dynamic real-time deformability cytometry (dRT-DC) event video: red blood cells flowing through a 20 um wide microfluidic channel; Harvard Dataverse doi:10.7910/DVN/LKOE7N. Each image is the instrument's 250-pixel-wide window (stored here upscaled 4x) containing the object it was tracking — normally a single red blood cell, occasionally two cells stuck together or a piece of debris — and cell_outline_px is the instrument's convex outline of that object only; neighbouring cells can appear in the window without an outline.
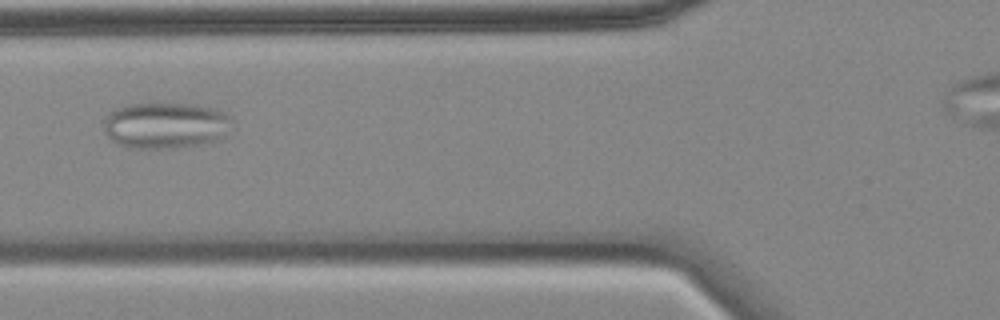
{"species": "common noctule bat (a hibernating species)", "species_latin": "Nyctalus noctula", "temperature_condition": "cold", "stored_images_in_passage": 38, "camera_frame_rate_fps": 3000, "um_per_image_px": 0.085, "animal": {"sex": "female", "body_mass_g": 18.4}, "frame": {"image": 1, "passage_image": 8, "time_ms": 2.333, "image_size_px": [1000, 320], "cell_outline_px": [[232, 120], [220, 140], [208, 144], [176, 148], [136, 148], [116, 144], [104, 132], [104, 120], [108, 112], [124, 104], [196, 104], [216, 108], [224, 112]], "centroid_in_image_um": [14.06, 10.66], "position_along_channel_um": 111.7, "area_um2": 34.85}}
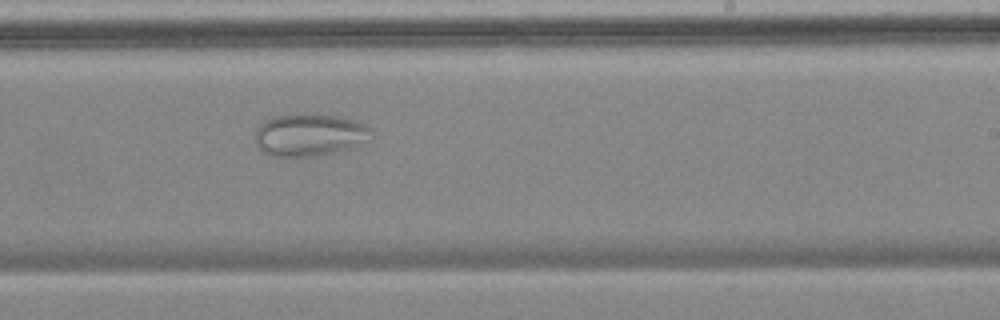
{"frame": {"image": 2, "passage_image": 21, "time_ms": 6.667, "image_size_px": [1000, 320], "cell_outline_px": [[372, 140], [352, 148], [336, 152], [312, 156], [272, 156], [264, 152], [256, 144], [256, 132], [260, 124], [276, 116], [304, 112], [336, 116], [352, 120], [364, 124], [372, 132]], "centroid_in_image_um": [26.35, 11.46], "position_along_channel_um": 262.6, "area_um2": 28.78}}
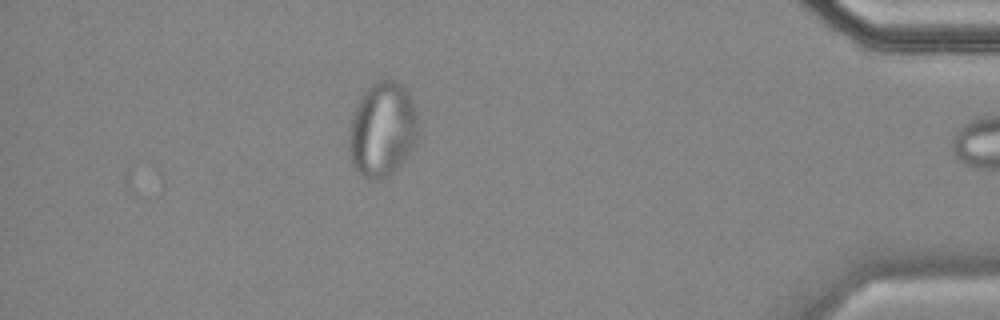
{"frame": {"image": 3, "passage_image": 37, "time_ms": 12.0, "image_size_px": [1000, 320], "cell_outline_px": [[420, 128], [416, 144], [404, 160], [388, 176], [380, 180], [368, 180], [360, 176], [352, 168], [348, 160], [348, 128], [352, 116], [364, 92], [376, 80], [396, 80], [408, 92], [416, 108]], "centroid_in_image_um": [32.49, 11.06], "position_along_channel_um": 402.7, "area_um2": 39.19}}